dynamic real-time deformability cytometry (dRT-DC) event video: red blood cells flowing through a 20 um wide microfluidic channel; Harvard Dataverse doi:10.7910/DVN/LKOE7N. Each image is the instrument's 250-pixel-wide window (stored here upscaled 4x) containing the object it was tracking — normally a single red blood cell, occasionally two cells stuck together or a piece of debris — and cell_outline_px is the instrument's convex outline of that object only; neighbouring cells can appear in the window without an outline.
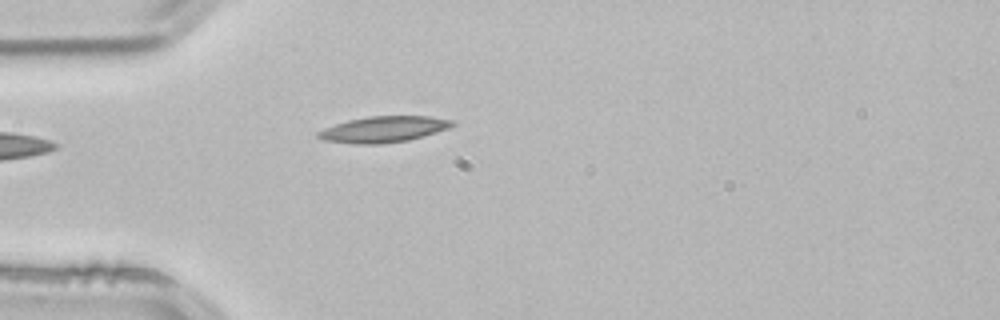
{"species": "common noctule bat (a hibernating species)", "species_latin": "Nyctalus noctula", "temperature_condition": "room temperature", "stored_images_in_passage": 3, "camera_frame_rate_fps": 3000, "um_per_image_px": 0.085, "animal": {"sex": "male", "body_mass_g": 21.5, "forearm_length_mm": 52.0}, "frame": {"image": 1, "passage_image": 3, "time_ms": 0.667, "image_size_px": [1000, 320], "cell_outline_px": [[456, 124], [448, 128], [424, 136], [408, 140], [380, 144], [356, 144], [324, 140], [316, 136], [316, 132], [324, 128], [348, 120], [368, 116], [428, 116], [452, 120]], "centroid_in_image_um": [32.59, 10.99], "position_along_channel_um": 52.4, "area_um2": 20.29}}